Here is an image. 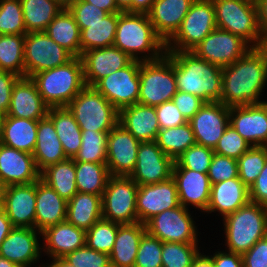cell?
Here are the masks:
<instances>
[{
    "label": "cell",
    "instance_id": "6da1fadb",
    "mask_svg": "<svg viewBox=\"0 0 267 267\" xmlns=\"http://www.w3.org/2000/svg\"><path fill=\"white\" fill-rule=\"evenodd\" d=\"M267 82V45L252 47L230 66L222 68L220 102L228 107L259 104Z\"/></svg>",
    "mask_w": 267,
    "mask_h": 267
},
{
    "label": "cell",
    "instance_id": "7a4b0ae2",
    "mask_svg": "<svg viewBox=\"0 0 267 267\" xmlns=\"http://www.w3.org/2000/svg\"><path fill=\"white\" fill-rule=\"evenodd\" d=\"M174 62L178 91L200 97L205 102H220L222 68L197 57L191 51L166 52Z\"/></svg>",
    "mask_w": 267,
    "mask_h": 267
},
{
    "label": "cell",
    "instance_id": "3957f363",
    "mask_svg": "<svg viewBox=\"0 0 267 267\" xmlns=\"http://www.w3.org/2000/svg\"><path fill=\"white\" fill-rule=\"evenodd\" d=\"M113 45L137 61H154L166 54V43L155 32L147 13L119 12ZM144 52L149 55L138 57Z\"/></svg>",
    "mask_w": 267,
    "mask_h": 267
},
{
    "label": "cell",
    "instance_id": "277c9868",
    "mask_svg": "<svg viewBox=\"0 0 267 267\" xmlns=\"http://www.w3.org/2000/svg\"><path fill=\"white\" fill-rule=\"evenodd\" d=\"M31 79L49 108L67 107L86 86L81 57H73L64 65L34 74Z\"/></svg>",
    "mask_w": 267,
    "mask_h": 267
},
{
    "label": "cell",
    "instance_id": "5b68a950",
    "mask_svg": "<svg viewBox=\"0 0 267 267\" xmlns=\"http://www.w3.org/2000/svg\"><path fill=\"white\" fill-rule=\"evenodd\" d=\"M228 251L243 255L267 236V206L249 202L223 218Z\"/></svg>",
    "mask_w": 267,
    "mask_h": 267
},
{
    "label": "cell",
    "instance_id": "8992f818",
    "mask_svg": "<svg viewBox=\"0 0 267 267\" xmlns=\"http://www.w3.org/2000/svg\"><path fill=\"white\" fill-rule=\"evenodd\" d=\"M217 28L240 36L251 47L267 45L258 20L257 5L241 0H212Z\"/></svg>",
    "mask_w": 267,
    "mask_h": 267
},
{
    "label": "cell",
    "instance_id": "52a82bcc",
    "mask_svg": "<svg viewBox=\"0 0 267 267\" xmlns=\"http://www.w3.org/2000/svg\"><path fill=\"white\" fill-rule=\"evenodd\" d=\"M138 103L158 106L172 100L178 91L174 62L166 53L158 60L141 61Z\"/></svg>",
    "mask_w": 267,
    "mask_h": 267
},
{
    "label": "cell",
    "instance_id": "ba28073f",
    "mask_svg": "<svg viewBox=\"0 0 267 267\" xmlns=\"http://www.w3.org/2000/svg\"><path fill=\"white\" fill-rule=\"evenodd\" d=\"M67 107L81 130L109 132L119 120V111L94 87L85 86Z\"/></svg>",
    "mask_w": 267,
    "mask_h": 267
},
{
    "label": "cell",
    "instance_id": "9c48e42d",
    "mask_svg": "<svg viewBox=\"0 0 267 267\" xmlns=\"http://www.w3.org/2000/svg\"><path fill=\"white\" fill-rule=\"evenodd\" d=\"M215 28L217 25L212 0H195L180 28L166 42V52L192 51Z\"/></svg>",
    "mask_w": 267,
    "mask_h": 267
},
{
    "label": "cell",
    "instance_id": "30bf717a",
    "mask_svg": "<svg viewBox=\"0 0 267 267\" xmlns=\"http://www.w3.org/2000/svg\"><path fill=\"white\" fill-rule=\"evenodd\" d=\"M137 183L129 176H110L102 195V217L118 224L138 222Z\"/></svg>",
    "mask_w": 267,
    "mask_h": 267
},
{
    "label": "cell",
    "instance_id": "8fae6325",
    "mask_svg": "<svg viewBox=\"0 0 267 267\" xmlns=\"http://www.w3.org/2000/svg\"><path fill=\"white\" fill-rule=\"evenodd\" d=\"M73 56L53 41L45 32L25 36V77L66 64Z\"/></svg>",
    "mask_w": 267,
    "mask_h": 267
},
{
    "label": "cell",
    "instance_id": "7c38bea8",
    "mask_svg": "<svg viewBox=\"0 0 267 267\" xmlns=\"http://www.w3.org/2000/svg\"><path fill=\"white\" fill-rule=\"evenodd\" d=\"M189 209L180 205L165 210L146 223V232L161 242L197 243L196 226Z\"/></svg>",
    "mask_w": 267,
    "mask_h": 267
},
{
    "label": "cell",
    "instance_id": "4fadbf2b",
    "mask_svg": "<svg viewBox=\"0 0 267 267\" xmlns=\"http://www.w3.org/2000/svg\"><path fill=\"white\" fill-rule=\"evenodd\" d=\"M141 61L133 60L123 69L99 80L93 87L118 110L138 103Z\"/></svg>",
    "mask_w": 267,
    "mask_h": 267
},
{
    "label": "cell",
    "instance_id": "5bb4252c",
    "mask_svg": "<svg viewBox=\"0 0 267 267\" xmlns=\"http://www.w3.org/2000/svg\"><path fill=\"white\" fill-rule=\"evenodd\" d=\"M251 48V45L240 36L215 28L191 52L197 57L223 68L233 64Z\"/></svg>",
    "mask_w": 267,
    "mask_h": 267
},
{
    "label": "cell",
    "instance_id": "9a60e30c",
    "mask_svg": "<svg viewBox=\"0 0 267 267\" xmlns=\"http://www.w3.org/2000/svg\"><path fill=\"white\" fill-rule=\"evenodd\" d=\"M173 165L174 160L155 141L141 142L135 168L129 177L138 186L159 183L172 177Z\"/></svg>",
    "mask_w": 267,
    "mask_h": 267
},
{
    "label": "cell",
    "instance_id": "2e32d148",
    "mask_svg": "<svg viewBox=\"0 0 267 267\" xmlns=\"http://www.w3.org/2000/svg\"><path fill=\"white\" fill-rule=\"evenodd\" d=\"M180 206L177 185L173 177L138 186L136 210L138 222L145 224L153 216Z\"/></svg>",
    "mask_w": 267,
    "mask_h": 267
},
{
    "label": "cell",
    "instance_id": "e0dca14e",
    "mask_svg": "<svg viewBox=\"0 0 267 267\" xmlns=\"http://www.w3.org/2000/svg\"><path fill=\"white\" fill-rule=\"evenodd\" d=\"M140 143L119 123L109 131L106 165L110 176H129L132 173Z\"/></svg>",
    "mask_w": 267,
    "mask_h": 267
},
{
    "label": "cell",
    "instance_id": "ac0fdd59",
    "mask_svg": "<svg viewBox=\"0 0 267 267\" xmlns=\"http://www.w3.org/2000/svg\"><path fill=\"white\" fill-rule=\"evenodd\" d=\"M230 107L221 102H205L188 121L196 144L214 149L229 126Z\"/></svg>",
    "mask_w": 267,
    "mask_h": 267
},
{
    "label": "cell",
    "instance_id": "d6986e66",
    "mask_svg": "<svg viewBox=\"0 0 267 267\" xmlns=\"http://www.w3.org/2000/svg\"><path fill=\"white\" fill-rule=\"evenodd\" d=\"M229 125L251 146H267V101L230 107Z\"/></svg>",
    "mask_w": 267,
    "mask_h": 267
},
{
    "label": "cell",
    "instance_id": "ffe728a7",
    "mask_svg": "<svg viewBox=\"0 0 267 267\" xmlns=\"http://www.w3.org/2000/svg\"><path fill=\"white\" fill-rule=\"evenodd\" d=\"M84 82L93 87L99 80L128 66L133 59L116 46L90 49L81 56Z\"/></svg>",
    "mask_w": 267,
    "mask_h": 267
},
{
    "label": "cell",
    "instance_id": "44dd1931",
    "mask_svg": "<svg viewBox=\"0 0 267 267\" xmlns=\"http://www.w3.org/2000/svg\"><path fill=\"white\" fill-rule=\"evenodd\" d=\"M40 178L32 154L0 143V184L4 187L25 185Z\"/></svg>",
    "mask_w": 267,
    "mask_h": 267
},
{
    "label": "cell",
    "instance_id": "7402d4cb",
    "mask_svg": "<svg viewBox=\"0 0 267 267\" xmlns=\"http://www.w3.org/2000/svg\"><path fill=\"white\" fill-rule=\"evenodd\" d=\"M36 182L4 187L3 209L13 227L35 228Z\"/></svg>",
    "mask_w": 267,
    "mask_h": 267
},
{
    "label": "cell",
    "instance_id": "603a6c76",
    "mask_svg": "<svg viewBox=\"0 0 267 267\" xmlns=\"http://www.w3.org/2000/svg\"><path fill=\"white\" fill-rule=\"evenodd\" d=\"M35 228L14 227L0 246V257L16 263L20 267H29L39 260L41 248ZM46 267V266H43Z\"/></svg>",
    "mask_w": 267,
    "mask_h": 267
},
{
    "label": "cell",
    "instance_id": "cb8c5ba5",
    "mask_svg": "<svg viewBox=\"0 0 267 267\" xmlns=\"http://www.w3.org/2000/svg\"><path fill=\"white\" fill-rule=\"evenodd\" d=\"M49 107L44 103L37 86L30 77H20L14 84L7 116L40 120L47 116Z\"/></svg>",
    "mask_w": 267,
    "mask_h": 267
},
{
    "label": "cell",
    "instance_id": "d4e9b609",
    "mask_svg": "<svg viewBox=\"0 0 267 267\" xmlns=\"http://www.w3.org/2000/svg\"><path fill=\"white\" fill-rule=\"evenodd\" d=\"M180 205L188 208V204L206 212L209 205L211 183L207 173L190 169H172Z\"/></svg>",
    "mask_w": 267,
    "mask_h": 267
},
{
    "label": "cell",
    "instance_id": "484cf974",
    "mask_svg": "<svg viewBox=\"0 0 267 267\" xmlns=\"http://www.w3.org/2000/svg\"><path fill=\"white\" fill-rule=\"evenodd\" d=\"M195 0H155L147 12L155 32L166 43L180 28Z\"/></svg>",
    "mask_w": 267,
    "mask_h": 267
},
{
    "label": "cell",
    "instance_id": "4316f807",
    "mask_svg": "<svg viewBox=\"0 0 267 267\" xmlns=\"http://www.w3.org/2000/svg\"><path fill=\"white\" fill-rule=\"evenodd\" d=\"M67 201L41 178L36 181L35 229L43 231L66 220Z\"/></svg>",
    "mask_w": 267,
    "mask_h": 267
},
{
    "label": "cell",
    "instance_id": "83f0119b",
    "mask_svg": "<svg viewBox=\"0 0 267 267\" xmlns=\"http://www.w3.org/2000/svg\"><path fill=\"white\" fill-rule=\"evenodd\" d=\"M118 123L140 142L155 141L160 130L155 107L140 103L121 109Z\"/></svg>",
    "mask_w": 267,
    "mask_h": 267
},
{
    "label": "cell",
    "instance_id": "f1b7e54d",
    "mask_svg": "<svg viewBox=\"0 0 267 267\" xmlns=\"http://www.w3.org/2000/svg\"><path fill=\"white\" fill-rule=\"evenodd\" d=\"M249 202V188L239 177H236L211 185L206 212L218 211L224 218Z\"/></svg>",
    "mask_w": 267,
    "mask_h": 267
},
{
    "label": "cell",
    "instance_id": "f546056e",
    "mask_svg": "<svg viewBox=\"0 0 267 267\" xmlns=\"http://www.w3.org/2000/svg\"><path fill=\"white\" fill-rule=\"evenodd\" d=\"M41 235L46 243V253L53 259L64 258L68 253L83 247L86 239V231L75 227L67 220L47 227Z\"/></svg>",
    "mask_w": 267,
    "mask_h": 267
},
{
    "label": "cell",
    "instance_id": "4dcf8cb0",
    "mask_svg": "<svg viewBox=\"0 0 267 267\" xmlns=\"http://www.w3.org/2000/svg\"><path fill=\"white\" fill-rule=\"evenodd\" d=\"M38 120L4 115L0 125V143L32 154L36 146Z\"/></svg>",
    "mask_w": 267,
    "mask_h": 267
},
{
    "label": "cell",
    "instance_id": "1f68e13d",
    "mask_svg": "<svg viewBox=\"0 0 267 267\" xmlns=\"http://www.w3.org/2000/svg\"><path fill=\"white\" fill-rule=\"evenodd\" d=\"M32 155L40 173L48 166L67 159L53 122L47 116L38 120L36 146Z\"/></svg>",
    "mask_w": 267,
    "mask_h": 267
},
{
    "label": "cell",
    "instance_id": "d6a6232c",
    "mask_svg": "<svg viewBox=\"0 0 267 267\" xmlns=\"http://www.w3.org/2000/svg\"><path fill=\"white\" fill-rule=\"evenodd\" d=\"M145 233L146 226L140 222L120 225L109 254L111 267H134L138 246Z\"/></svg>",
    "mask_w": 267,
    "mask_h": 267
},
{
    "label": "cell",
    "instance_id": "836d02e7",
    "mask_svg": "<svg viewBox=\"0 0 267 267\" xmlns=\"http://www.w3.org/2000/svg\"><path fill=\"white\" fill-rule=\"evenodd\" d=\"M102 195L77 192L67 203L66 220L85 231L102 219Z\"/></svg>",
    "mask_w": 267,
    "mask_h": 267
},
{
    "label": "cell",
    "instance_id": "e575fe53",
    "mask_svg": "<svg viewBox=\"0 0 267 267\" xmlns=\"http://www.w3.org/2000/svg\"><path fill=\"white\" fill-rule=\"evenodd\" d=\"M47 117L53 122L67 158H74L82 144V130L68 107H51Z\"/></svg>",
    "mask_w": 267,
    "mask_h": 267
},
{
    "label": "cell",
    "instance_id": "d590c367",
    "mask_svg": "<svg viewBox=\"0 0 267 267\" xmlns=\"http://www.w3.org/2000/svg\"><path fill=\"white\" fill-rule=\"evenodd\" d=\"M45 33L73 57H80L81 32L71 12L64 8L48 25Z\"/></svg>",
    "mask_w": 267,
    "mask_h": 267
},
{
    "label": "cell",
    "instance_id": "8d00e7d4",
    "mask_svg": "<svg viewBox=\"0 0 267 267\" xmlns=\"http://www.w3.org/2000/svg\"><path fill=\"white\" fill-rule=\"evenodd\" d=\"M119 12L109 13L104 19L85 23L81 31L80 57L90 49H100L114 44Z\"/></svg>",
    "mask_w": 267,
    "mask_h": 267
},
{
    "label": "cell",
    "instance_id": "74e56055",
    "mask_svg": "<svg viewBox=\"0 0 267 267\" xmlns=\"http://www.w3.org/2000/svg\"><path fill=\"white\" fill-rule=\"evenodd\" d=\"M27 33L45 32L64 9L56 0H20Z\"/></svg>",
    "mask_w": 267,
    "mask_h": 267
},
{
    "label": "cell",
    "instance_id": "f35d334b",
    "mask_svg": "<svg viewBox=\"0 0 267 267\" xmlns=\"http://www.w3.org/2000/svg\"><path fill=\"white\" fill-rule=\"evenodd\" d=\"M40 178L67 202L78 192L73 158L48 166L40 173Z\"/></svg>",
    "mask_w": 267,
    "mask_h": 267
},
{
    "label": "cell",
    "instance_id": "ab89813d",
    "mask_svg": "<svg viewBox=\"0 0 267 267\" xmlns=\"http://www.w3.org/2000/svg\"><path fill=\"white\" fill-rule=\"evenodd\" d=\"M78 192L103 195L110 177L106 163L75 161Z\"/></svg>",
    "mask_w": 267,
    "mask_h": 267
},
{
    "label": "cell",
    "instance_id": "60d3db41",
    "mask_svg": "<svg viewBox=\"0 0 267 267\" xmlns=\"http://www.w3.org/2000/svg\"><path fill=\"white\" fill-rule=\"evenodd\" d=\"M155 142L174 161L189 147L196 144L189 122L174 128L160 129Z\"/></svg>",
    "mask_w": 267,
    "mask_h": 267
},
{
    "label": "cell",
    "instance_id": "b9f144b4",
    "mask_svg": "<svg viewBox=\"0 0 267 267\" xmlns=\"http://www.w3.org/2000/svg\"><path fill=\"white\" fill-rule=\"evenodd\" d=\"M26 35H0V70L25 77Z\"/></svg>",
    "mask_w": 267,
    "mask_h": 267
},
{
    "label": "cell",
    "instance_id": "7bdbcfd3",
    "mask_svg": "<svg viewBox=\"0 0 267 267\" xmlns=\"http://www.w3.org/2000/svg\"><path fill=\"white\" fill-rule=\"evenodd\" d=\"M109 132L82 130V144L74 161L106 163L107 137Z\"/></svg>",
    "mask_w": 267,
    "mask_h": 267
},
{
    "label": "cell",
    "instance_id": "ee69618b",
    "mask_svg": "<svg viewBox=\"0 0 267 267\" xmlns=\"http://www.w3.org/2000/svg\"><path fill=\"white\" fill-rule=\"evenodd\" d=\"M267 162V146H251L238 159V177L249 188Z\"/></svg>",
    "mask_w": 267,
    "mask_h": 267
},
{
    "label": "cell",
    "instance_id": "f6af8a7d",
    "mask_svg": "<svg viewBox=\"0 0 267 267\" xmlns=\"http://www.w3.org/2000/svg\"><path fill=\"white\" fill-rule=\"evenodd\" d=\"M120 225L121 224L103 218L98 220L86 231L85 244L90 249L109 255L113 249Z\"/></svg>",
    "mask_w": 267,
    "mask_h": 267
},
{
    "label": "cell",
    "instance_id": "bcb514c9",
    "mask_svg": "<svg viewBox=\"0 0 267 267\" xmlns=\"http://www.w3.org/2000/svg\"><path fill=\"white\" fill-rule=\"evenodd\" d=\"M198 243L162 242V267H191Z\"/></svg>",
    "mask_w": 267,
    "mask_h": 267
},
{
    "label": "cell",
    "instance_id": "7dc6e473",
    "mask_svg": "<svg viewBox=\"0 0 267 267\" xmlns=\"http://www.w3.org/2000/svg\"><path fill=\"white\" fill-rule=\"evenodd\" d=\"M20 0H0V35H26Z\"/></svg>",
    "mask_w": 267,
    "mask_h": 267
},
{
    "label": "cell",
    "instance_id": "c3c4849f",
    "mask_svg": "<svg viewBox=\"0 0 267 267\" xmlns=\"http://www.w3.org/2000/svg\"><path fill=\"white\" fill-rule=\"evenodd\" d=\"M213 155L212 148L194 144L175 159L173 169H190L208 173Z\"/></svg>",
    "mask_w": 267,
    "mask_h": 267
},
{
    "label": "cell",
    "instance_id": "681fc988",
    "mask_svg": "<svg viewBox=\"0 0 267 267\" xmlns=\"http://www.w3.org/2000/svg\"><path fill=\"white\" fill-rule=\"evenodd\" d=\"M162 242L147 232L140 240L134 267H162Z\"/></svg>",
    "mask_w": 267,
    "mask_h": 267
},
{
    "label": "cell",
    "instance_id": "f907efd6",
    "mask_svg": "<svg viewBox=\"0 0 267 267\" xmlns=\"http://www.w3.org/2000/svg\"><path fill=\"white\" fill-rule=\"evenodd\" d=\"M250 147L251 145L249 142L242 138L237 131L229 125L213 151L218 155L238 159Z\"/></svg>",
    "mask_w": 267,
    "mask_h": 267
},
{
    "label": "cell",
    "instance_id": "816d5d0a",
    "mask_svg": "<svg viewBox=\"0 0 267 267\" xmlns=\"http://www.w3.org/2000/svg\"><path fill=\"white\" fill-rule=\"evenodd\" d=\"M64 259L75 267H111L108 254L90 249L86 244L68 253Z\"/></svg>",
    "mask_w": 267,
    "mask_h": 267
},
{
    "label": "cell",
    "instance_id": "f5cc1de1",
    "mask_svg": "<svg viewBox=\"0 0 267 267\" xmlns=\"http://www.w3.org/2000/svg\"><path fill=\"white\" fill-rule=\"evenodd\" d=\"M211 185L238 177L237 159L214 153L208 170Z\"/></svg>",
    "mask_w": 267,
    "mask_h": 267
},
{
    "label": "cell",
    "instance_id": "db71d44e",
    "mask_svg": "<svg viewBox=\"0 0 267 267\" xmlns=\"http://www.w3.org/2000/svg\"><path fill=\"white\" fill-rule=\"evenodd\" d=\"M74 16L80 32L85 29V23H93L104 19L109 13L84 0H77L67 8Z\"/></svg>",
    "mask_w": 267,
    "mask_h": 267
},
{
    "label": "cell",
    "instance_id": "11a10c76",
    "mask_svg": "<svg viewBox=\"0 0 267 267\" xmlns=\"http://www.w3.org/2000/svg\"><path fill=\"white\" fill-rule=\"evenodd\" d=\"M160 129L174 128L188 122L172 100L155 106Z\"/></svg>",
    "mask_w": 267,
    "mask_h": 267
},
{
    "label": "cell",
    "instance_id": "9f6ffc18",
    "mask_svg": "<svg viewBox=\"0 0 267 267\" xmlns=\"http://www.w3.org/2000/svg\"><path fill=\"white\" fill-rule=\"evenodd\" d=\"M172 101L187 121H189L205 103L200 97L181 91L176 92Z\"/></svg>",
    "mask_w": 267,
    "mask_h": 267
},
{
    "label": "cell",
    "instance_id": "6f0895ef",
    "mask_svg": "<svg viewBox=\"0 0 267 267\" xmlns=\"http://www.w3.org/2000/svg\"><path fill=\"white\" fill-rule=\"evenodd\" d=\"M244 267H267V236L242 255Z\"/></svg>",
    "mask_w": 267,
    "mask_h": 267
},
{
    "label": "cell",
    "instance_id": "680465c9",
    "mask_svg": "<svg viewBox=\"0 0 267 267\" xmlns=\"http://www.w3.org/2000/svg\"><path fill=\"white\" fill-rule=\"evenodd\" d=\"M19 78L14 73L0 70V114L2 116L9 110L12 89Z\"/></svg>",
    "mask_w": 267,
    "mask_h": 267
},
{
    "label": "cell",
    "instance_id": "91938a15",
    "mask_svg": "<svg viewBox=\"0 0 267 267\" xmlns=\"http://www.w3.org/2000/svg\"><path fill=\"white\" fill-rule=\"evenodd\" d=\"M250 202L267 206V162L256 181L249 187Z\"/></svg>",
    "mask_w": 267,
    "mask_h": 267
},
{
    "label": "cell",
    "instance_id": "94428289",
    "mask_svg": "<svg viewBox=\"0 0 267 267\" xmlns=\"http://www.w3.org/2000/svg\"><path fill=\"white\" fill-rule=\"evenodd\" d=\"M211 255L214 267H244L242 255L234 252H215Z\"/></svg>",
    "mask_w": 267,
    "mask_h": 267
},
{
    "label": "cell",
    "instance_id": "6125c7cd",
    "mask_svg": "<svg viewBox=\"0 0 267 267\" xmlns=\"http://www.w3.org/2000/svg\"><path fill=\"white\" fill-rule=\"evenodd\" d=\"M258 20L263 36L267 39V0H258Z\"/></svg>",
    "mask_w": 267,
    "mask_h": 267
},
{
    "label": "cell",
    "instance_id": "be15d7a7",
    "mask_svg": "<svg viewBox=\"0 0 267 267\" xmlns=\"http://www.w3.org/2000/svg\"><path fill=\"white\" fill-rule=\"evenodd\" d=\"M13 228L11 221L2 208L0 210V246Z\"/></svg>",
    "mask_w": 267,
    "mask_h": 267
},
{
    "label": "cell",
    "instance_id": "e7e4bbea",
    "mask_svg": "<svg viewBox=\"0 0 267 267\" xmlns=\"http://www.w3.org/2000/svg\"><path fill=\"white\" fill-rule=\"evenodd\" d=\"M101 10L107 11L108 13L121 12L116 5L115 0H84Z\"/></svg>",
    "mask_w": 267,
    "mask_h": 267
},
{
    "label": "cell",
    "instance_id": "03108f58",
    "mask_svg": "<svg viewBox=\"0 0 267 267\" xmlns=\"http://www.w3.org/2000/svg\"><path fill=\"white\" fill-rule=\"evenodd\" d=\"M155 0H132V12L147 13Z\"/></svg>",
    "mask_w": 267,
    "mask_h": 267
},
{
    "label": "cell",
    "instance_id": "003e7915",
    "mask_svg": "<svg viewBox=\"0 0 267 267\" xmlns=\"http://www.w3.org/2000/svg\"><path fill=\"white\" fill-rule=\"evenodd\" d=\"M191 267H214V265L210 256L198 253L194 258Z\"/></svg>",
    "mask_w": 267,
    "mask_h": 267
},
{
    "label": "cell",
    "instance_id": "a7ac6f4b",
    "mask_svg": "<svg viewBox=\"0 0 267 267\" xmlns=\"http://www.w3.org/2000/svg\"><path fill=\"white\" fill-rule=\"evenodd\" d=\"M115 2L121 12H132V0H115Z\"/></svg>",
    "mask_w": 267,
    "mask_h": 267
},
{
    "label": "cell",
    "instance_id": "89a4df30",
    "mask_svg": "<svg viewBox=\"0 0 267 267\" xmlns=\"http://www.w3.org/2000/svg\"><path fill=\"white\" fill-rule=\"evenodd\" d=\"M47 267H75V266L71 265L64 258H56L53 259L51 261V265H48Z\"/></svg>",
    "mask_w": 267,
    "mask_h": 267
},
{
    "label": "cell",
    "instance_id": "2644e50d",
    "mask_svg": "<svg viewBox=\"0 0 267 267\" xmlns=\"http://www.w3.org/2000/svg\"><path fill=\"white\" fill-rule=\"evenodd\" d=\"M0 267H20V266L3 257H0Z\"/></svg>",
    "mask_w": 267,
    "mask_h": 267
},
{
    "label": "cell",
    "instance_id": "8c879c8a",
    "mask_svg": "<svg viewBox=\"0 0 267 267\" xmlns=\"http://www.w3.org/2000/svg\"><path fill=\"white\" fill-rule=\"evenodd\" d=\"M62 7L68 8L71 4H73L77 0H56Z\"/></svg>",
    "mask_w": 267,
    "mask_h": 267
},
{
    "label": "cell",
    "instance_id": "753ad0ef",
    "mask_svg": "<svg viewBox=\"0 0 267 267\" xmlns=\"http://www.w3.org/2000/svg\"><path fill=\"white\" fill-rule=\"evenodd\" d=\"M3 192L4 186H0V210L3 208Z\"/></svg>",
    "mask_w": 267,
    "mask_h": 267
},
{
    "label": "cell",
    "instance_id": "34e18365",
    "mask_svg": "<svg viewBox=\"0 0 267 267\" xmlns=\"http://www.w3.org/2000/svg\"><path fill=\"white\" fill-rule=\"evenodd\" d=\"M241 1H244L250 4H255V5H257V2H258V0H241Z\"/></svg>",
    "mask_w": 267,
    "mask_h": 267
}]
</instances>
